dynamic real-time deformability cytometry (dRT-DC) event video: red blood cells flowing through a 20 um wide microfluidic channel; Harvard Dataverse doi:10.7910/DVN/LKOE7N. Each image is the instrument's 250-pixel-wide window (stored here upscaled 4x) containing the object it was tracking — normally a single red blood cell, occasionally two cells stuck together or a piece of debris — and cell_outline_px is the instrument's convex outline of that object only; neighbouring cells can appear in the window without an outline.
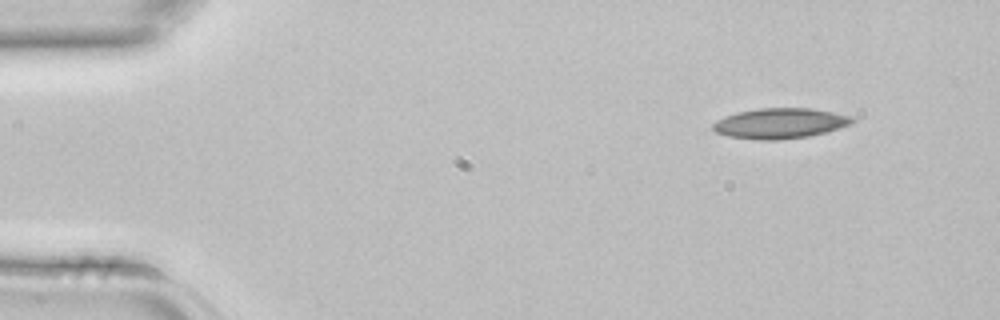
{"species": "common noctule bat (a hibernating species)", "species_latin": "Nyctalus noctula", "temperature_condition": "room temperature", "stored_images_in_passage": 5, "camera_frame_rate_fps": 3000, "um_per_image_px": 0.085, "animal": {"sex": "female", "body_mass_g": 22.7, "forearm_length_mm": 54.2}, "frame": {"image": 1, "passage_image": 5, "time_ms": 1.333, "image_size_px": [1000, 320], "cell_outline_px": [[856, 120], [852, 124], [828, 132], [808, 136], [776, 140], [756, 140], [728, 136], [716, 132], [712, 128], [712, 124], [716, 120], [724, 116], [736, 112], [760, 108], [812, 108], [852, 116]], "centroid_in_image_um": [66.31, 10.48], "position_along_channel_um": 18.7, "area_um2": 24.85}}